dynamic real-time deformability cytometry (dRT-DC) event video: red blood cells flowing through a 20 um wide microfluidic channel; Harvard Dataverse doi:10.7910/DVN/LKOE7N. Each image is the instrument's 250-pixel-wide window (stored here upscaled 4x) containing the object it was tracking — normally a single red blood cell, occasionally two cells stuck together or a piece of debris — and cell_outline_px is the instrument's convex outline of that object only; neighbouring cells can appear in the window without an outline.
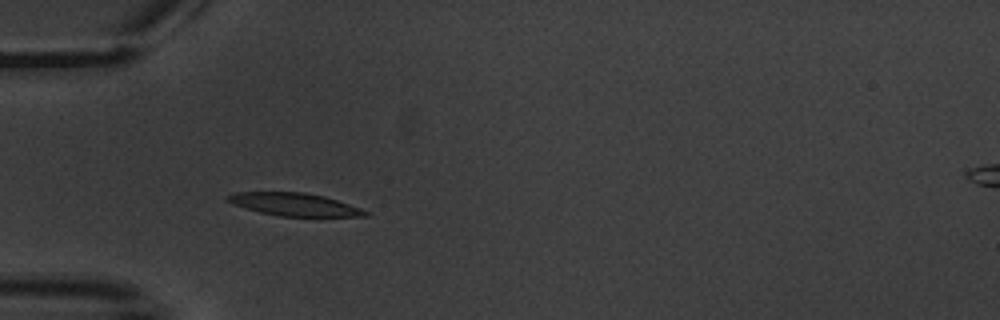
{"species": "common noctule bat (a hibernating species)", "species_latin": "Nyctalus noctula", "temperature_condition": "warm", "stored_images_in_passage": 9, "camera_frame_rate_fps": 3000, "um_per_image_px": 0.085, "animal": {"sex": "male", "body_mass_g": 20.1, "forearm_length_mm": 53.5}, "frame": {"image": 1, "passage_image": 7, "time_ms": 8.0, "image_size_px": [1000, 320], "cell_outline_px": [[368, 216], [280, 216], [260, 212], [244, 208], [224, 200], [224, 196], [236, 192], [304, 192], [324, 196], [360, 208], [368, 212]], "centroid_in_image_um": [24.95, 17.37], "position_along_channel_um": 60.1, "area_um2": 18.15}}
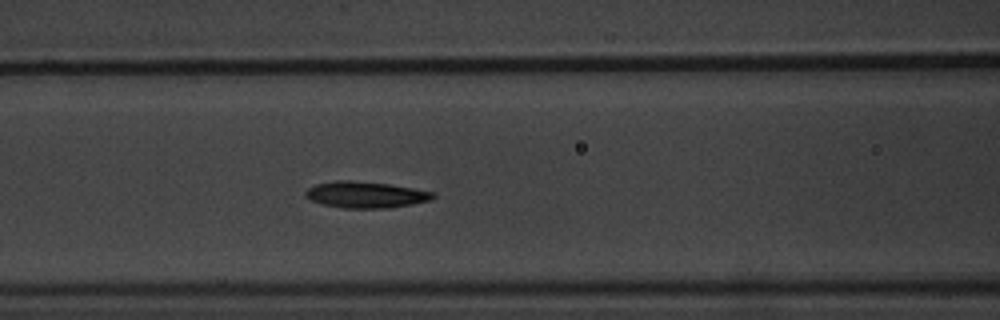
{"frame": {"image": 2, "passage_image": 9, "time_ms": 10.333, "image_size_px": [1000, 320], "cell_outline_px": [[436, 196], [432, 200], [412, 204], [388, 208], [344, 208], [324, 204], [312, 200], [304, 196], [304, 192], [308, 188], [316, 184], [336, 180], [348, 180], [388, 184], [436, 192]], "centroid_in_image_um": [31.1, 16.55], "position_along_channel_um": 135.5, "area_um2": 19.54}}